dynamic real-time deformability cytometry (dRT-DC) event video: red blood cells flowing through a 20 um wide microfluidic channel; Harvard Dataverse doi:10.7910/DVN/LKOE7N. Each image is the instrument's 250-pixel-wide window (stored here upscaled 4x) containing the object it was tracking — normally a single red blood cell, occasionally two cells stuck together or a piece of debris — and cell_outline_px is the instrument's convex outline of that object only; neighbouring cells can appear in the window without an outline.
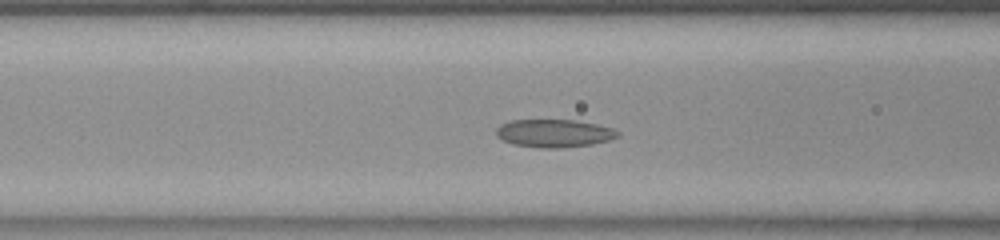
{"species": "common noctule bat (a hibernating species)", "species_latin": "Nyctalus noctula", "temperature_condition": "room temperature", "stored_images_in_passage": 37, "camera_frame_rate_fps": 3000, "um_per_image_px": 0.085, "animal": {"sex": "female", "body_mass_g": 23.0, "forearm_length_mm": 53.4}, "frame": {"image": 1, "passage_image": 16, "time_ms": 5.0, "image_size_px": [1000, 240], "cell_outline_px": [[620, 132], [616, 136], [608, 140], [592, 144], [560, 148], [540, 148], [512, 144], [496, 136], [496, 128], [500, 124], [508, 120], [572, 120], [596, 124], [612, 128]], "centroid_in_image_um": [47.04, 11.33], "position_along_channel_um": 119.6, "area_um2": 19.71}}
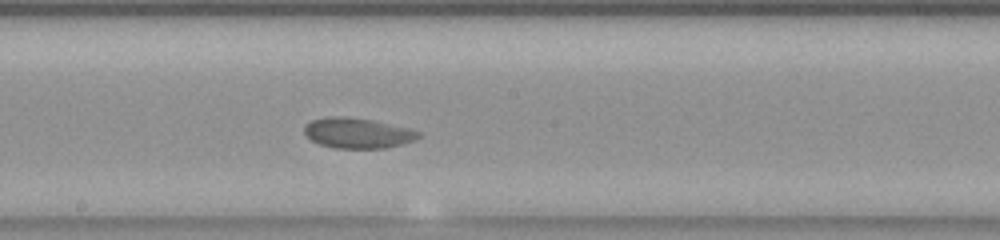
{"frame": {"image": 2, "passage_image": 24, "time_ms": 7.667, "image_size_px": [1000, 240], "cell_outline_px": [[420, 136], [412, 140], [400, 144], [384, 148], [336, 148], [320, 144], [312, 140], [304, 132], [304, 124], [312, 120], [328, 116], [344, 116], [372, 120], [408, 128], [420, 132]], "centroid_in_image_um": [30.35, 11.3], "position_along_channel_um": 217.9, "area_um2": 19.94}}
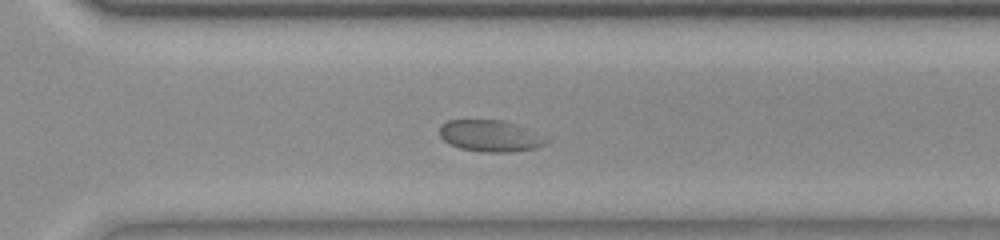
{"frame": {"image": 3, "passage_image": 33, "time_ms": 10.667, "image_size_px": [1000, 240], "cell_outline_px": [[552, 140], [536, 148], [512, 152], [484, 152], [460, 148], [448, 144], [440, 136], [440, 124], [448, 120], [504, 120], [552, 136]], "centroid_in_image_um": [41.77, 11.55], "position_along_channel_um": 328.8, "area_um2": 20.17}, "authors_computed_cell_mechanics": {"area_um2": 19.7676, "velocity_mm_per_s": 3.7005, "shape_relaxation_time_tau1_ms": 2.9394, "shape_relaxation_time_tau2_ms": null, "deformation_change_tau1": 0.1031, "deformation_change_tau2": null}}